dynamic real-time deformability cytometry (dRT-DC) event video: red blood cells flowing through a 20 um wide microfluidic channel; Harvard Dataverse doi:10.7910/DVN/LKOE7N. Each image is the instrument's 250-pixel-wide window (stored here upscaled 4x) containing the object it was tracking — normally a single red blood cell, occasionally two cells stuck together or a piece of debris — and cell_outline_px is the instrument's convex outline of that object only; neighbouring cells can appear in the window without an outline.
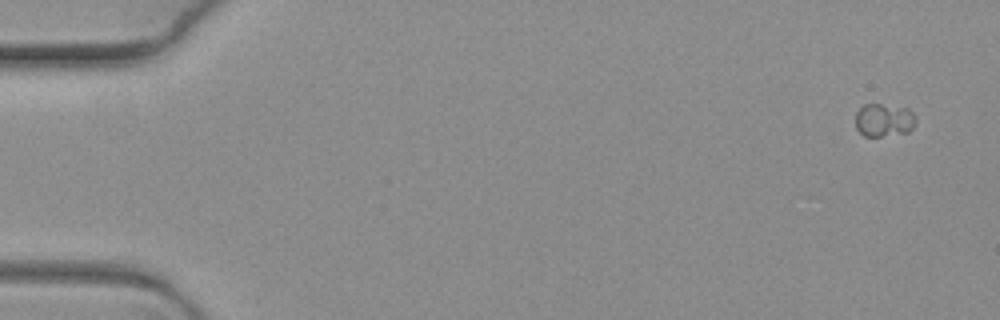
{"species": "common noctule bat (a hibernating species)", "species_latin": "Nyctalus noctula", "temperature_condition": "warm", "stored_images_in_passage": 7, "camera_frame_rate_fps": 3000, "um_per_image_px": 0.085, "animal": {"sex": "female", "body_mass_g": 19.3, "forearm_length_mm": 54.1}, "frame": {"image": 1, "passage_image": 1, "time_ms": 0.0, "image_size_px": [1000, 320], "cell_outline_px": [[916, 124], [908, 132], [880, 136], [864, 136], [856, 128], [856, 112], [864, 104], [880, 104], [908, 108], [916, 116]], "centroid_in_image_um": [75.15, 10.2], "position_along_channel_um": 9.9, "area_um2": 11.68}}
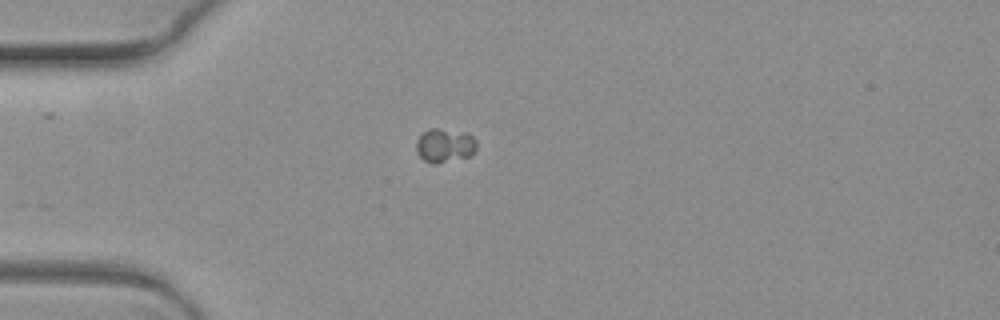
{"frame": {"image": 2, "passage_image": 5, "time_ms": 1.333, "image_size_px": [1000, 320], "cell_outline_px": [[476, 148], [472, 156], [436, 164], [432, 164], [424, 160], [420, 156], [416, 148], [416, 140], [424, 132], [432, 128], [440, 128], [468, 132], [476, 140]], "centroid_in_image_um": [37.83, 12.36], "position_along_channel_um": 47.2, "area_um2": 12.14}}
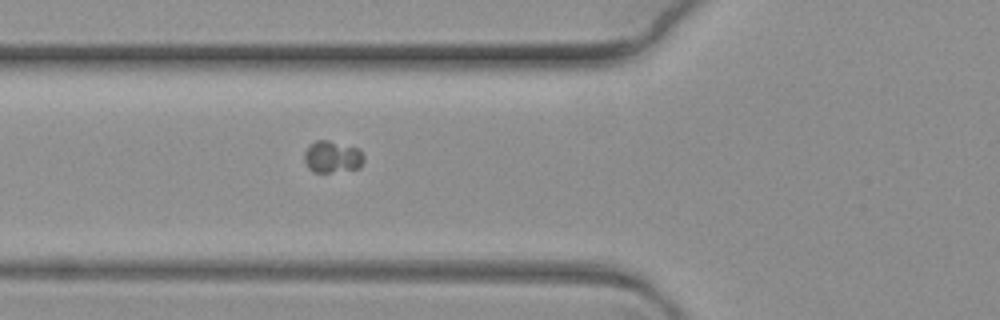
{"frame": {"image": 3, "passage_image": 7, "time_ms": 2.0, "image_size_px": [1000, 320], "cell_outline_px": [[364, 160], [360, 168], [328, 172], [312, 172], [308, 168], [304, 160], [304, 152], [308, 144], [316, 140], [328, 140], [360, 148], [364, 156]], "centroid_in_image_um": [28.24, 13.31], "position_along_channel_um": 97.6, "area_um2": 11.27}}